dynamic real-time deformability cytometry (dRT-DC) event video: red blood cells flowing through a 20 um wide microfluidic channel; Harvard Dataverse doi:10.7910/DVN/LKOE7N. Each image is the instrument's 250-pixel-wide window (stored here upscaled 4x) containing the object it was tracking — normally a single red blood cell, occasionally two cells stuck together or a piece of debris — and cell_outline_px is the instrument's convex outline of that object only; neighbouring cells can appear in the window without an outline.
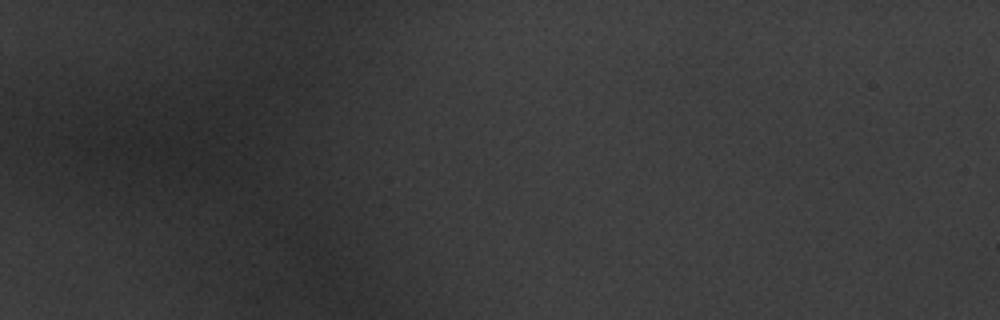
{"species": "common noctule bat (a hibernating species)", "species_latin": "Nyctalus noctula", "temperature_condition": "warm", "stored_images_in_passage": 2, "camera_frame_rate_fps": 3000, "um_per_image_px": 0.085, "animal": {"sex": "male", "body_mass_g": 20.1, "forearm_length_mm": 53.5}, "frame": {"image": 1, "passage_image": 1, "time_ms": 0.0, "image_size_px": [1000, 320], "cell_outline_px": [[396, 292], [372, 296], [356, 296], [316, 264], [308, 248], [308, 232], [312, 228], [328, 220], [360, 236], [396, 260]], "centroid_in_image_um": [29.95, 22.13], "position_along_channel_um": 55.1, "area_um2": 31.15}}